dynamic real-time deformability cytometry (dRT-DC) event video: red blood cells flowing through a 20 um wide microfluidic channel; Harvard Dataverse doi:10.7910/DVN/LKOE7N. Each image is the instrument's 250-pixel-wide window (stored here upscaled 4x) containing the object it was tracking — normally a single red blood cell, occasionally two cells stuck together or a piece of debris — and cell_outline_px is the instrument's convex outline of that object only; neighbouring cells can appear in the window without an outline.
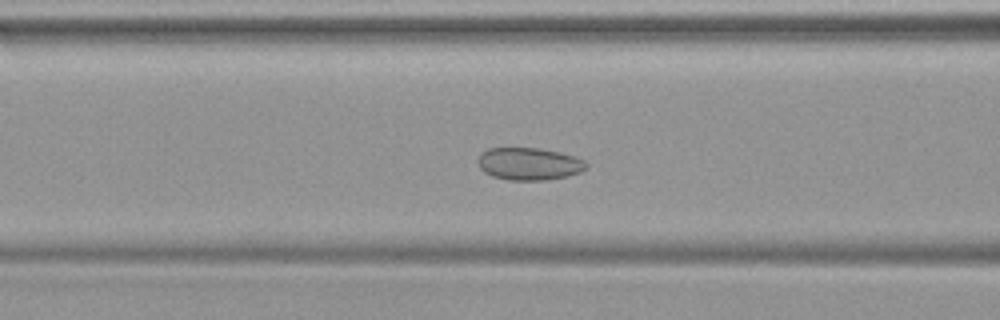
{"species": "common noctule bat (a hibernating species)", "species_latin": "Nyctalus noctula", "temperature_condition": "warm", "stored_images_in_passage": 49, "camera_frame_rate_fps": 3000, "um_per_image_px": 0.085, "animal": {"sex": "female", "body_mass_g": 19.9}, "frame": {"image": 1, "passage_image": 19, "time_ms": 6.0, "image_size_px": [1000, 320], "cell_outline_px": [[588, 168], [580, 172], [568, 176], [544, 180], [508, 180], [492, 176], [484, 172], [480, 168], [476, 160], [488, 148], [540, 148], [560, 152], [584, 160], [588, 164]], "centroid_in_image_um": [44.98, 13.93], "position_along_channel_um": 121.6, "area_um2": 20.52}}
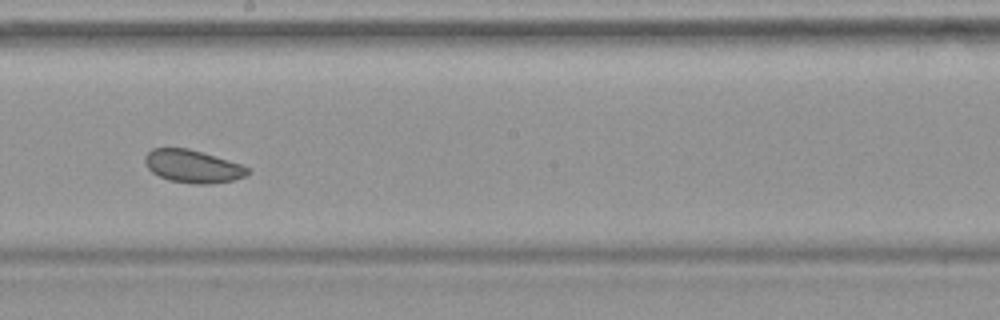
{"frame": {"image": 2, "passage_image": 27, "time_ms": 8.667, "image_size_px": [1000, 320], "cell_outline_px": [[252, 172], [244, 176], [232, 180], [208, 184], [196, 184], [168, 180], [152, 172], [144, 164], [144, 156], [152, 148], [188, 148], [244, 164]], "centroid_in_image_um": [16.39, 14.13], "position_along_channel_um": 231.8, "area_um2": 19.77}}
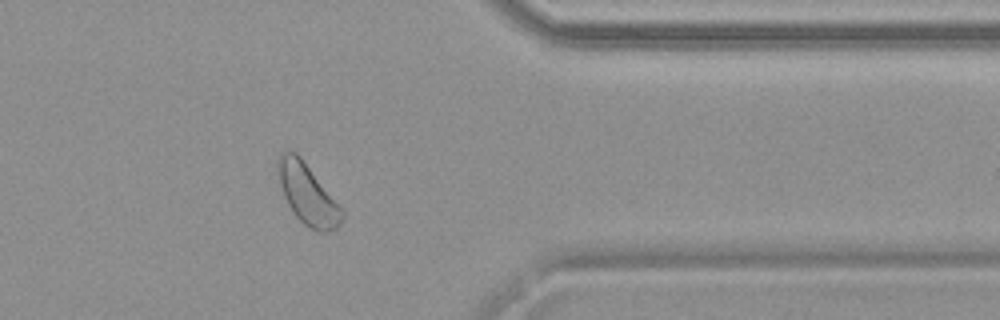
{"frame": {"image": 3, "passage_image": 39, "time_ms": 12.667, "image_size_px": [1000, 320], "cell_outline_px": [[344, 216], [340, 224], [336, 228], [324, 232], [316, 232], [304, 224], [296, 216], [288, 204], [284, 196], [280, 184], [276, 168], [276, 164], [280, 156], [284, 152], [296, 152], [300, 156], [344, 208]], "centroid_in_image_um": [26.18, 16.52], "position_along_channel_um": 385.2, "area_um2": 22.66}}